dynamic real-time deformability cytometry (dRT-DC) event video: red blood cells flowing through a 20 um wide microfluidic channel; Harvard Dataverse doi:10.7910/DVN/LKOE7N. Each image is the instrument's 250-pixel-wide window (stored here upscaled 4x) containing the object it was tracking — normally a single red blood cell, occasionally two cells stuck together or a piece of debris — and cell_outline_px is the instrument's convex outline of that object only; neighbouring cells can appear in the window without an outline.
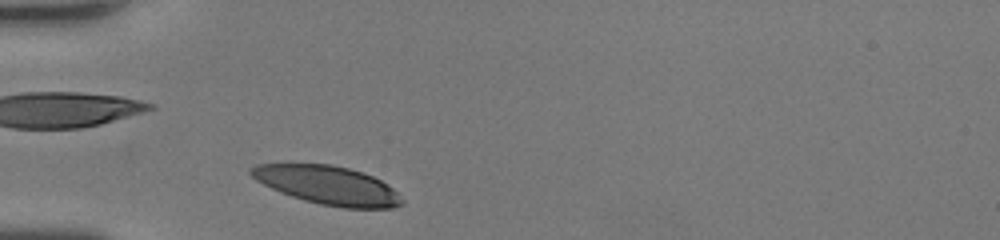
{"species": "human", "species_latin": "Homo sapiens", "temperature_condition": "room temperature", "stored_images_in_passage": 31, "camera_frame_rate_fps": 3000, "um_per_image_px": 0.085, "donor": {"sex": "female"}, "frame": {"image": 1, "passage_image": 1, "time_ms": 0.0, "image_size_px": [1000, 240], "cell_outline_px": [[404, 204], [392, 208], [344, 208], [320, 204], [304, 200], [280, 192], [256, 180], [248, 172], [248, 168], [256, 164], [332, 164], [348, 168], [372, 176], [388, 184], [404, 200]], "centroid_in_image_um": [27.86, 15.74], "position_along_channel_um": 57.1, "area_um2": 33.81}}
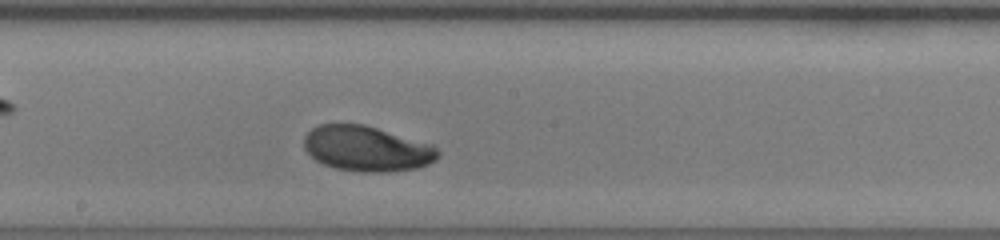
{"frame": {"image": 2, "passage_image": 13, "time_ms": 4.0, "image_size_px": [1000, 240], "cell_outline_px": [[440, 156], [436, 160], [428, 164], [416, 168], [388, 172], [360, 172], [336, 168], [324, 164], [316, 160], [304, 148], [304, 136], [312, 128], [320, 124], [364, 124], [432, 144], [440, 152]], "centroid_in_image_um": [31.19, 12.64], "position_along_channel_um": 217.0, "area_um2": 35.37}}
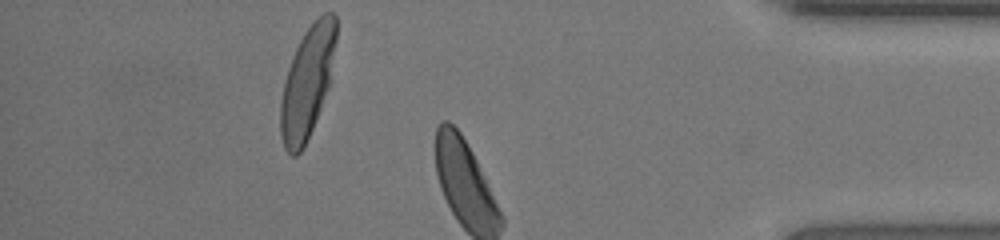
{"frame": {"image": 3, "passage_image": 27, "time_ms": 8.667, "image_size_px": [1000, 240], "cell_outline_px": [[336, 40], [328, 88], [312, 128], [300, 152], [296, 156], [292, 156], [284, 148], [280, 136], [280, 100], [284, 80], [292, 56], [304, 32], [324, 12], [332, 12], [336, 16]], "centroid_in_image_um": [26.09, 7.0], "position_along_channel_um": 409.1, "area_um2": 35.55}, "authors_computed_cell_mechanics": {"area_um2": 35.4314, "velocity_mm_per_s": 4.3165, "shape_relaxation_time_tau1_ms": 1.7739, "shape_relaxation_time_tau2_ms": null, "deformation_change_tau1": 0.1246, "deformation_change_tau2": null}}